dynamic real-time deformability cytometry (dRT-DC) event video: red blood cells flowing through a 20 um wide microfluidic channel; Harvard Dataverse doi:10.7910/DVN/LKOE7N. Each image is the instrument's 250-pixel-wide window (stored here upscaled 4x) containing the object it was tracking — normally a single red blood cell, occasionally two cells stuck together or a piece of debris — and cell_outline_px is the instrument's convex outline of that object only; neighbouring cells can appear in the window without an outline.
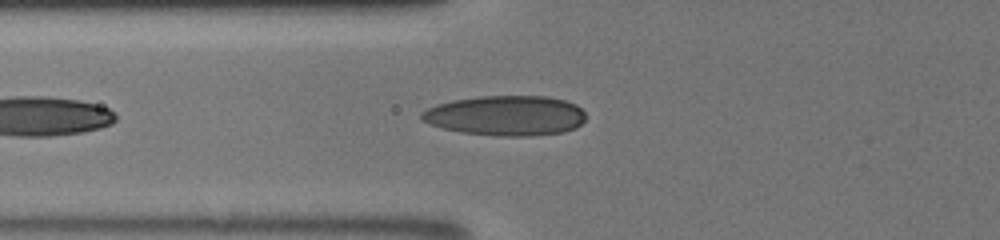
{"species": "human", "species_latin": "Homo sapiens", "temperature_condition": "room temperature", "stored_images_in_passage": 32, "camera_frame_rate_fps": 3000, "um_per_image_px": 0.085, "donor": {"sex": "male"}, "frame": {"image": 1, "passage_image": 3, "time_ms": 0.667, "image_size_px": [1000, 240], "cell_outline_px": [[584, 120], [576, 128], [564, 132], [532, 136], [496, 136], [460, 132], [428, 124], [420, 120], [420, 112], [436, 104], [452, 100], [480, 96], [544, 96], [564, 100], [576, 104], [584, 112]], "centroid_in_image_um": [42.96, 9.83], "position_along_channel_um": 82.8, "area_um2": 38.55}}
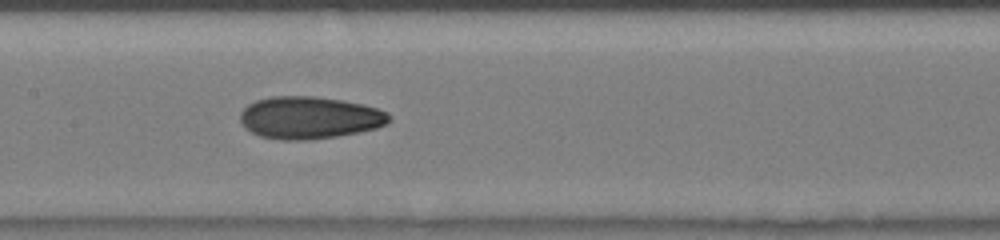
{"frame": {"image": 2, "passage_image": 10, "time_ms": 3.0, "image_size_px": [1000, 240], "cell_outline_px": [[392, 120], [388, 124], [376, 128], [360, 132], [336, 136], [308, 140], [280, 140], [260, 136], [244, 128], [240, 120], [240, 112], [248, 104], [256, 100], [272, 96], [312, 96], [340, 100], [364, 104], [388, 112], [392, 116]], "centroid_in_image_um": [26.32, 10.0], "position_along_channel_um": 181.1, "area_um2": 36.99}}
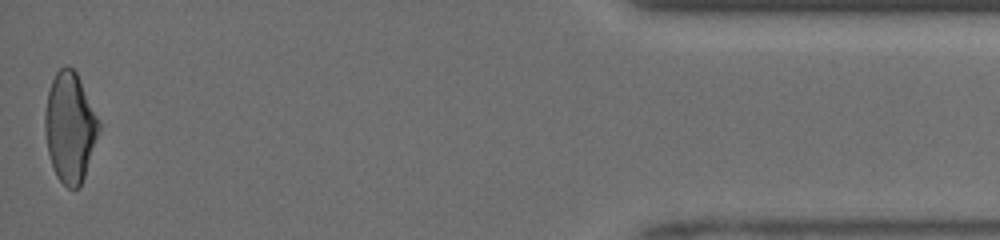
{"frame": {"image": 3, "passage_image": 32, "time_ms": 10.333, "image_size_px": [1000, 240], "cell_outline_px": [[100, 128], [80, 188], [68, 188], [56, 176], [48, 152], [44, 132], [44, 116], [48, 92], [52, 80], [56, 72], [60, 68], [72, 68], [76, 72], [100, 120]], "centroid_in_image_um": [5.94, 10.83], "position_along_channel_um": 429.3, "area_um2": 34.22}, "authors_computed_cell_mechanics": {"area_um2": 34.8245, "velocity_mm_per_s": 4.2413, "shape_relaxation_time_tau1_ms": 7.7602, "shape_relaxation_time_tau2_ms": 1.7098, "deformation_change_tau1": 0.1888, "deformation_change_tau2": 0.0819}}